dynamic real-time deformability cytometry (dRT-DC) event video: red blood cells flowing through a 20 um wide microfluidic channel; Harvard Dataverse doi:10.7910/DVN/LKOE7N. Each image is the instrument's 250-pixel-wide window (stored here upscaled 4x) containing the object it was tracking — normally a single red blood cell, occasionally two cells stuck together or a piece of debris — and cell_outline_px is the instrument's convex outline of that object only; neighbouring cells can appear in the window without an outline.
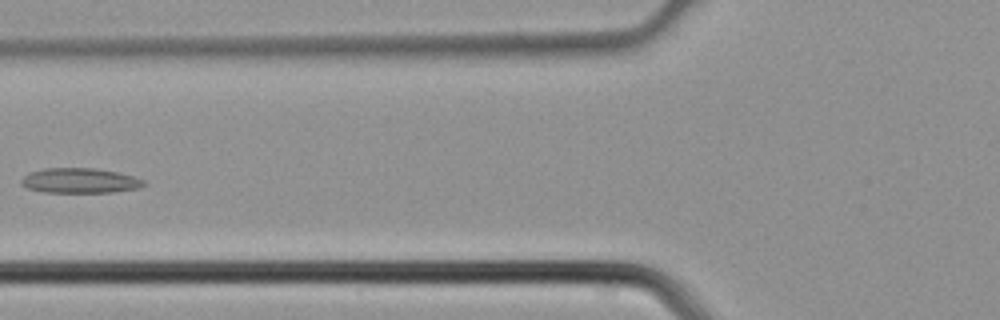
{"species": "common noctule bat (a hibernating species)", "species_latin": "Nyctalus noctula", "temperature_condition": "cold", "stored_images_in_passage": 4, "camera_frame_rate_fps": 3000, "um_per_image_px": 0.085, "animal": {"sex": "male", "body_mass_g": 21.5, "forearm_length_mm": 52.0}, "frame": {"image": 1, "passage_image": 4, "time_ms": 1.0, "image_size_px": [1000, 320], "cell_outline_px": [[148, 184], [140, 188], [112, 192], [44, 192], [28, 188], [20, 184], [20, 180], [28, 172], [44, 168], [92, 168], [116, 172], [132, 176], [144, 180]], "centroid_in_image_um": [6.78, 15.35], "position_along_channel_um": 119.0, "area_um2": 17.86}}